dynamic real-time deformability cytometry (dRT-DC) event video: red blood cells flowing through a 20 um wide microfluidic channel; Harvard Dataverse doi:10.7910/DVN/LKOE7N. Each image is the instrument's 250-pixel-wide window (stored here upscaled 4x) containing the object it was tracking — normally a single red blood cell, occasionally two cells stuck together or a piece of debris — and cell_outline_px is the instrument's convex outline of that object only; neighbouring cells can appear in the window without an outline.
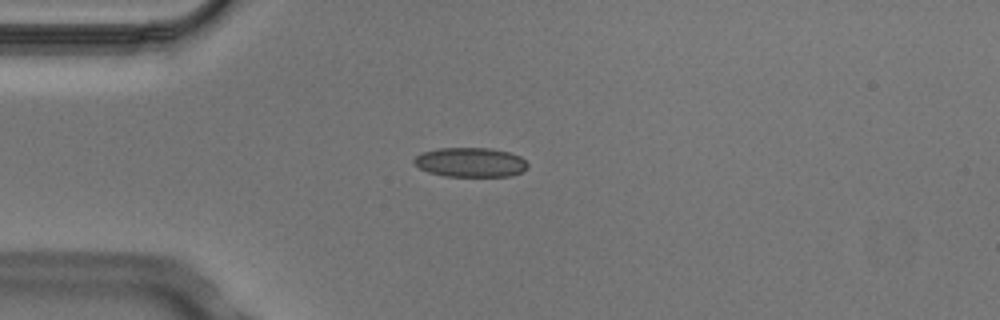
{"species": "Egyptian fruit bat (a non-hibernating species)", "species_latin": "Rousettus aegyptiacus", "temperature_condition": "cold", "stored_images_in_passage": 3, "camera_frame_rate_fps": 3000, "um_per_image_px": 0.085, "animal": {"sex": "male"}, "frame": {"image": 1, "passage_image": 1, "time_ms": 0.0, "image_size_px": [1000, 320], "cell_outline_px": [[528, 168], [520, 172], [508, 176], [444, 176], [428, 172], [420, 168], [412, 160], [416, 156], [424, 152], [436, 148], [492, 148], [508, 152], [520, 156], [528, 164]], "centroid_in_image_um": [39.98, 13.79], "position_along_channel_um": 45.0, "area_um2": 19.42}}